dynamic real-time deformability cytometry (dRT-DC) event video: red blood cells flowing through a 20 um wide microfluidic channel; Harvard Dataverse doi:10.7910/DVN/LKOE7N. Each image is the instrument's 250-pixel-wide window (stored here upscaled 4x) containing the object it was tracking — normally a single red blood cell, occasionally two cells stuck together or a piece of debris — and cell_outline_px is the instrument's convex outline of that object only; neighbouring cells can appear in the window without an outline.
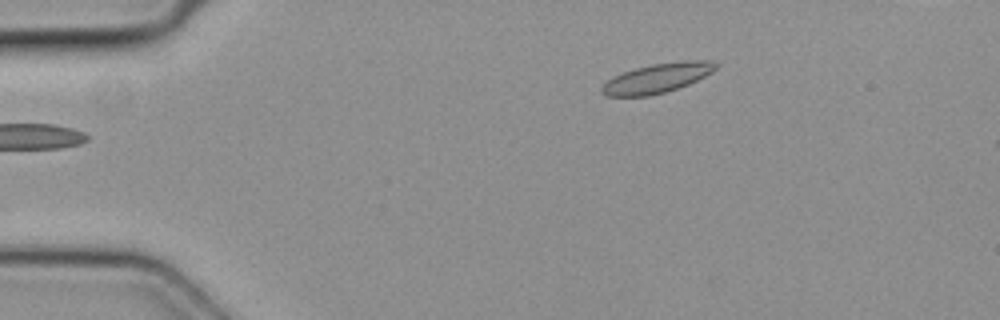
{"species": "common noctule bat (a hibernating species)", "species_latin": "Nyctalus noctula", "temperature_condition": "cold", "stored_images_in_passage": 4, "camera_frame_rate_fps": 3000, "um_per_image_px": 0.085, "animal": {"sex": "female", "body_mass_g": 19.3, "forearm_length_mm": 54.1}, "frame": {"image": 1, "passage_image": 4, "time_ms": 1.0, "image_size_px": [1000, 320], "cell_outline_px": [[720, 64], [712, 72], [688, 84], [664, 92], [648, 96], [604, 96], [600, 92], [600, 88], [612, 76], [636, 68], [652, 64], [688, 60], [708, 60]], "centroid_in_image_um": [55.84, 6.64], "position_along_channel_um": 29.2, "area_um2": 19.42}}